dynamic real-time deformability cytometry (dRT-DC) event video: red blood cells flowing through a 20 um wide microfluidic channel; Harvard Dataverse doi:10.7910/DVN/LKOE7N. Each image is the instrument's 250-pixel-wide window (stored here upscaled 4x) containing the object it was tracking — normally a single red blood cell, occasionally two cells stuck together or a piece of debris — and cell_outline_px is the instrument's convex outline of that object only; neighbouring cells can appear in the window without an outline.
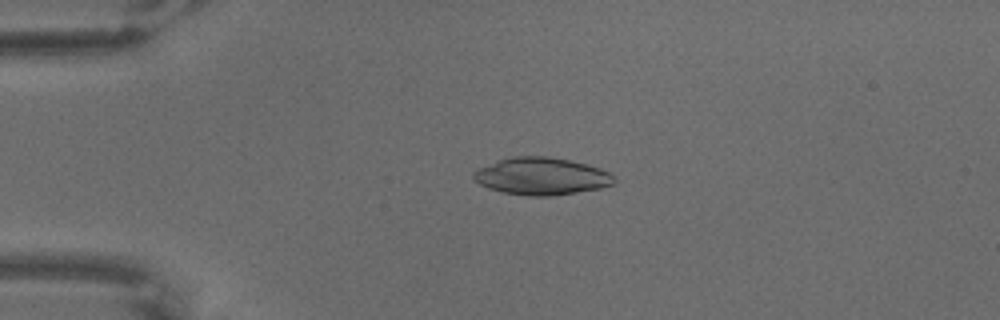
{"species": "common noctule bat (a hibernating species)", "species_latin": "Nyctalus noctula", "temperature_condition": "warm", "stored_images_in_passage": 58, "camera_frame_rate_fps": 3000, "um_per_image_px": 0.085, "animal": {"sex": "male", "body_mass_g": 18.8}, "frame": {"image": 1, "passage_image": 9, "time_ms": 2.667, "image_size_px": [1000, 320], "cell_outline_px": [[616, 180], [612, 184], [600, 188], [552, 196], [528, 196], [504, 192], [488, 188], [480, 184], [472, 176], [472, 172], [480, 168], [500, 160], [512, 156], [548, 156], [568, 160], [600, 168], [608, 172]], "centroid_in_image_um": [46.01, 14.98], "position_along_channel_um": 39.0, "area_um2": 30.17}}
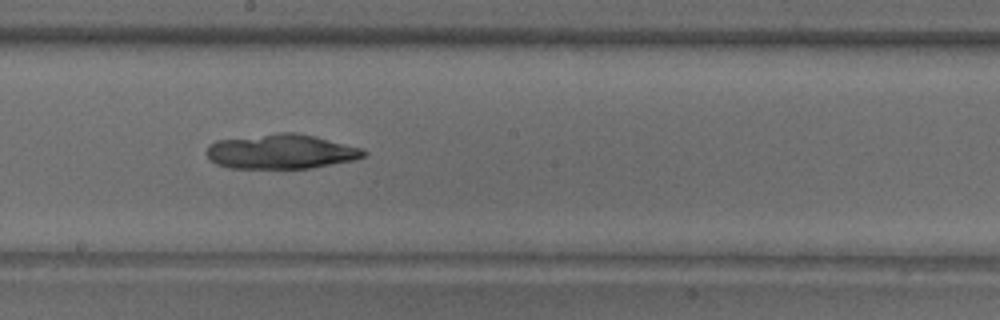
{"frame": {"image": 2, "passage_image": 30, "time_ms": 9.667, "image_size_px": [1000, 320], "cell_outline_px": [[368, 152], [364, 156], [352, 160], [308, 168], [228, 168], [216, 164], [208, 160], [204, 152], [208, 144], [216, 140], [280, 132], [296, 132], [316, 136], [360, 148]], "centroid_in_image_um": [23.8, 12.87], "position_along_channel_um": 224.4, "area_um2": 31.85}}
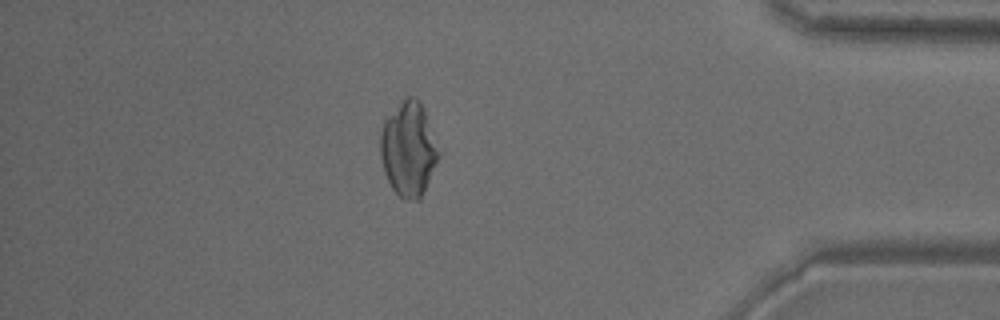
{"frame": {"image": 3, "passage_image": 50, "time_ms": 16.333, "image_size_px": [1000, 320], "cell_outline_px": [[440, 156], [420, 200], [404, 200], [392, 188], [384, 172], [380, 156], [380, 132], [384, 116], [404, 96], [416, 96], [420, 100], [440, 152]], "centroid_in_image_um": [34.69, 12.62], "position_along_channel_um": 400.5, "area_um2": 32.54}}